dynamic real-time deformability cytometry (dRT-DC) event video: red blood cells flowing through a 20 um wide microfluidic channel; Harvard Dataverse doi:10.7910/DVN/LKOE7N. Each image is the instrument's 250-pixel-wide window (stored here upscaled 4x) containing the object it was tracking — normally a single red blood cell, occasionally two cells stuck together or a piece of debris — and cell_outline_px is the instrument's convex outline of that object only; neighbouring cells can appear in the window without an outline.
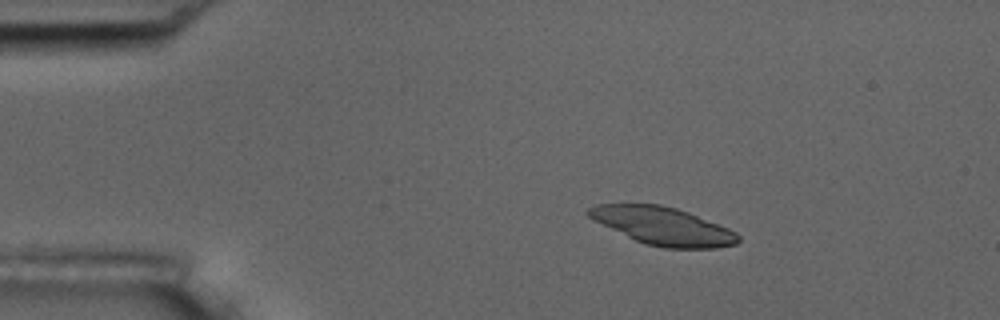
{"species": "common noctule bat (a hibernating species)", "species_latin": "Nyctalus noctula", "temperature_condition": "room temperature", "stored_images_in_passage": 3, "camera_frame_rate_fps": 3000, "um_per_image_px": 0.085, "animal": {"sex": "male", "body_mass_g": 17.5, "forearm_length_mm": 52.3}, "frame": {"image": 1, "passage_image": 1, "time_ms": 0.0, "image_size_px": [1000, 320], "cell_outline_px": [[740, 240], [736, 244], [716, 248], [664, 248], [648, 244], [636, 240], [592, 220], [584, 212], [588, 208], [596, 204], [660, 204], [676, 208], [688, 212], [728, 228], [736, 232], [740, 236]], "centroid_in_image_um": [56.33, 19.2], "position_along_channel_um": 28.7, "area_um2": 32.77}}